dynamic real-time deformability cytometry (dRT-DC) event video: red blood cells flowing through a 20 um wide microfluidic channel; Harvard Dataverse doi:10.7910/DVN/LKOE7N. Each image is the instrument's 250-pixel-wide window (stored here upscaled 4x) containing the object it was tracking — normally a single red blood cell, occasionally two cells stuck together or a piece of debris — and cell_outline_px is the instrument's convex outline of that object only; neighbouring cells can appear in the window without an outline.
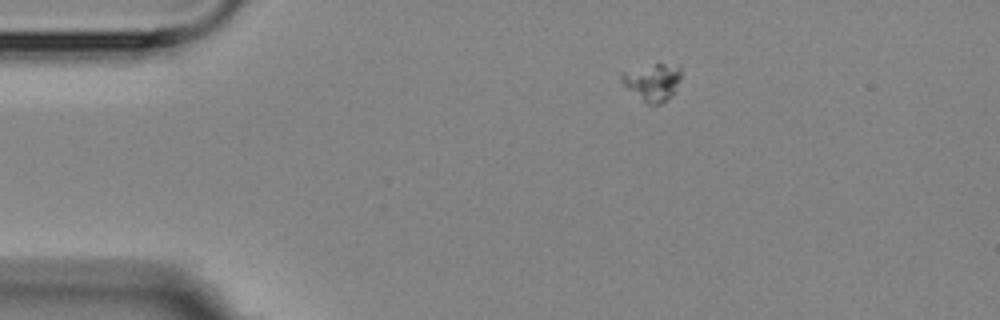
{"species": "Egyptian fruit bat (a non-hibernating species)", "species_latin": "Rousettus aegyptiacus", "temperature_condition": "room temperature", "stored_images_in_passage": 3, "segment_of_instrument_passage": [1, 2], "camera_frame_rate_fps": 3000, "um_per_image_px": 0.085, "animal": {"sex": "female"}, "frame": {"image": 1, "passage_image": 1, "time_ms": 0.0, "image_size_px": [1000, 320], "cell_outline_px": [[680, 80], [672, 96], [660, 104], [648, 104], [628, 88], [620, 80], [620, 72], [656, 64], [680, 64]], "centroid_in_image_um": [55.49, 6.96], "position_along_channel_um": 29.5, "area_um2": 12.72}}